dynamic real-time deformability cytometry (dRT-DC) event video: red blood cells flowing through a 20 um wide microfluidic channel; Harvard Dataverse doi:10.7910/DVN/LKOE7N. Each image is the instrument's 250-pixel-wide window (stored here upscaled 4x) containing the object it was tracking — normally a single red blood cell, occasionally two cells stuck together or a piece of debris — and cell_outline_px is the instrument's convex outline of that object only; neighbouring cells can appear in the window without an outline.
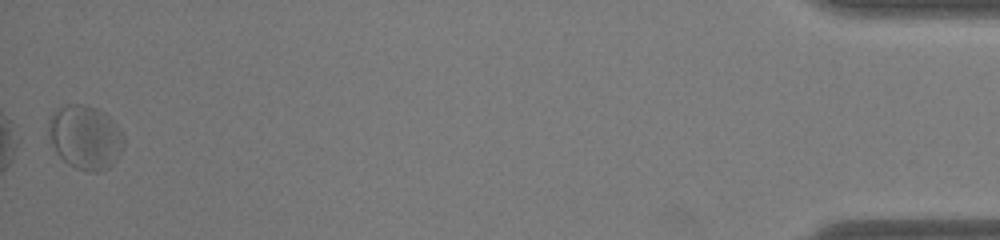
{"species": "common noctule bat (a hibernating species)", "species_latin": "Nyctalus noctula", "temperature_condition": "warm", "stored_images_in_passage": 37, "camera_frame_rate_fps": 3000, "um_per_image_px": 0.085, "animal": {"sex": "male", "body_mass_g": 19.0, "forearm_length_mm": 50.8}, "frame": {"image": 1, "passage_image": 37, "time_ms": 12.0, "image_size_px": [1000, 240], "cell_outline_px": [[124, 144], [116, 160], [108, 168], [96, 172], [92, 172], [76, 168], [68, 164], [56, 152], [48, 136], [48, 120], [52, 112], [68, 104], [84, 104], [96, 108], [104, 112], [116, 124], [124, 136]], "centroid_in_image_um": [7.23, 11.65], "position_along_channel_um": 428.0, "area_um2": 28.09}, "authors_computed_cell_mechanics": {"area_um2": 20.808, "velocity_mm_per_s": 3.8542, "shape_relaxation_time_tau1_ms": 9.9768, "shape_relaxation_time_tau2_ms": 1.71, "deformation_change_tau1": 0.1884, "deformation_change_tau2": 0.0943}}